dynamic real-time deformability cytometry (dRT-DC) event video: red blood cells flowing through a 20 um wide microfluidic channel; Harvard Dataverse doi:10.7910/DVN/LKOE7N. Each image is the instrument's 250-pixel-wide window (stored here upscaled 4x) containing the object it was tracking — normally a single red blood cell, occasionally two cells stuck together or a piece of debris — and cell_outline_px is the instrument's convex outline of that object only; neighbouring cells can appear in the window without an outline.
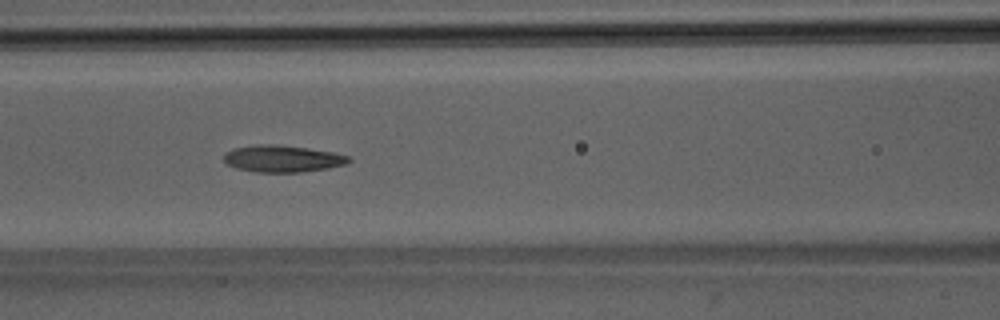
{"species": "Egyptian fruit bat (a non-hibernating species)", "species_latin": "Rousettus aegyptiacus", "temperature_condition": "room temperature", "stored_images_in_passage": 42, "camera_frame_rate_fps": 3000, "um_per_image_px": 0.085, "animal": {"sex": "male"}, "frame": {"image": 1, "passage_image": 13, "time_ms": 4.0, "image_size_px": [1000, 320], "cell_outline_px": [[352, 160], [344, 164], [328, 168], [300, 172], [256, 172], [236, 168], [228, 164], [224, 160], [224, 152], [236, 148], [256, 144], [272, 144], [308, 148], [332, 152], [348, 156]], "centroid_in_image_um": [23.99, 13.48], "position_along_channel_um": 142.6, "area_um2": 19.36}}
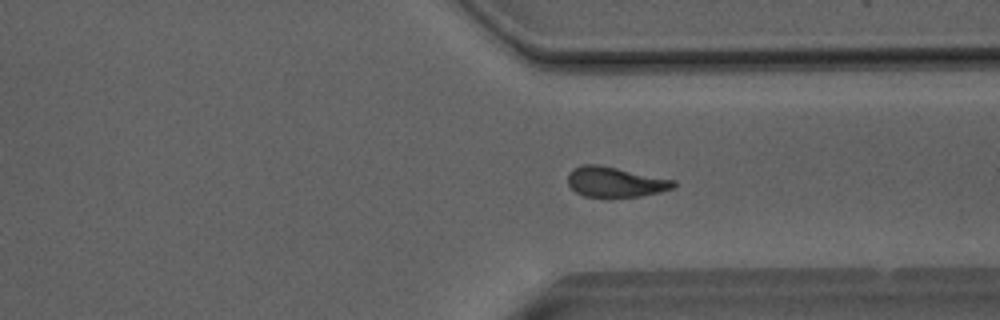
{"frame": {"image": 2, "passage_image": 29, "time_ms": 9.333, "image_size_px": [1000, 320], "cell_outline_px": [[676, 184], [672, 188], [660, 192], [640, 196], [584, 196], [576, 192], [568, 184], [568, 172], [572, 168], [584, 164], [600, 164], [676, 180]], "centroid_in_image_um": [52.28, 15.44], "position_along_channel_um": 359.1, "area_um2": 18.55}}
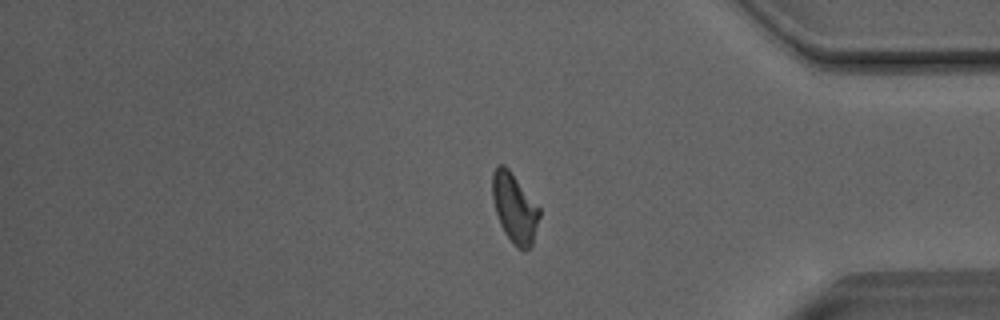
{"frame": {"image": 3, "passage_image": 33, "time_ms": 10.667, "image_size_px": [1000, 320], "cell_outline_px": [[540, 216], [532, 244], [524, 252], [516, 248], [512, 244], [504, 232], [500, 224], [496, 212], [492, 196], [492, 172], [496, 164], [504, 164], [508, 168], [540, 208]], "centroid_in_image_um": [43.73, 17.69], "position_along_channel_um": 391.5, "area_um2": 19.13}, "authors_computed_cell_mechanics": {"area_um2": 19.074, "velocity_mm_per_s": 4.0602, "shape_relaxation_time_tau1_ms": 4.1669, "shape_relaxation_time_tau2_ms": 3.6385, "deformation_change_tau1": 0.1453, "deformation_change_tau2": 0.1}}